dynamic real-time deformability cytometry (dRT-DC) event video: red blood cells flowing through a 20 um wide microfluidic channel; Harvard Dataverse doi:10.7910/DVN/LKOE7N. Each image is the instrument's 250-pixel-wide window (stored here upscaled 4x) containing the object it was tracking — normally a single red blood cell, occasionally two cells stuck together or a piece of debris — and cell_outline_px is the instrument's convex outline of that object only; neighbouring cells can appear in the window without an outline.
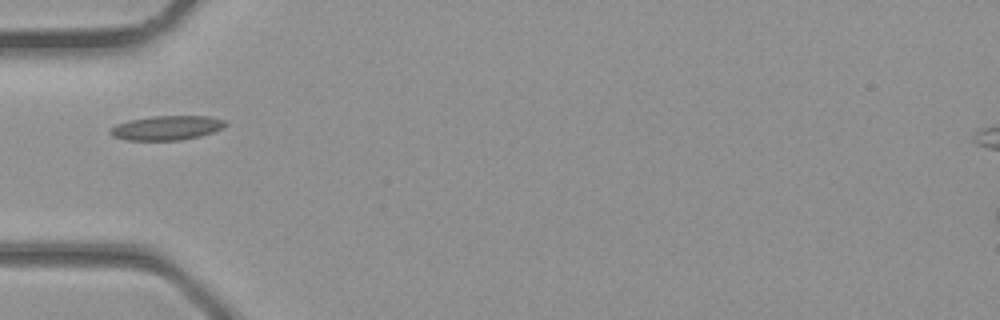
{"species": "common noctule bat (a hibernating species)", "species_latin": "Nyctalus noctula", "temperature_condition": "room temperature", "stored_images_in_passage": 3, "camera_frame_rate_fps": 3000, "um_per_image_px": 0.085, "animal": {"sex": "male", "body_mass_g": 23.1, "forearm_length_mm": 52.7}, "frame": {"image": 1, "passage_image": 3, "time_ms": 0.667, "image_size_px": [1000, 320], "cell_outline_px": [[228, 124], [224, 128], [200, 136], [180, 140], [128, 140], [112, 136], [108, 132], [116, 124], [128, 120], [152, 116], [208, 116], [224, 120]], "centroid_in_image_um": [14.18, 10.86], "position_along_channel_um": 70.8, "area_um2": 16.36}}